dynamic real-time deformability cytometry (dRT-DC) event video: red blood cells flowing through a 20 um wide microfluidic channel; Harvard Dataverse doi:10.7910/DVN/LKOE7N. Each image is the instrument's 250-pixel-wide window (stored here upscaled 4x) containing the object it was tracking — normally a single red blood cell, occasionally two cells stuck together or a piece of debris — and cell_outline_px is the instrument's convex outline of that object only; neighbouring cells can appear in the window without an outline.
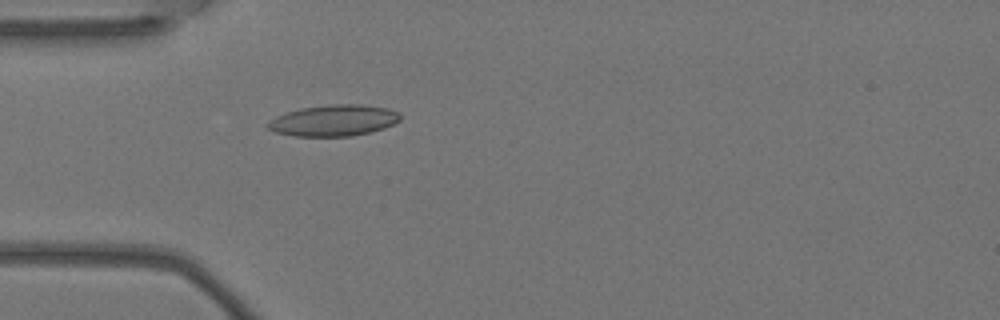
{"species": "Egyptian fruit bat (a non-hibernating species)", "species_latin": "Rousettus aegyptiacus", "temperature_condition": "warm", "stored_images_in_passage": 2, "camera_frame_rate_fps": 3000, "um_per_image_px": 0.085, "animal": {"sex": "female"}, "frame": {"image": 1, "passage_image": 2, "time_ms": 0.333, "image_size_px": [1000, 320], "cell_outline_px": [[400, 120], [384, 128], [352, 136], [292, 136], [276, 132], [268, 128], [268, 124], [276, 116], [300, 108], [332, 104], [360, 104], [388, 108], [400, 112]], "centroid_in_image_um": [28.39, 10.23], "position_along_channel_um": 56.6, "area_um2": 23.93}}